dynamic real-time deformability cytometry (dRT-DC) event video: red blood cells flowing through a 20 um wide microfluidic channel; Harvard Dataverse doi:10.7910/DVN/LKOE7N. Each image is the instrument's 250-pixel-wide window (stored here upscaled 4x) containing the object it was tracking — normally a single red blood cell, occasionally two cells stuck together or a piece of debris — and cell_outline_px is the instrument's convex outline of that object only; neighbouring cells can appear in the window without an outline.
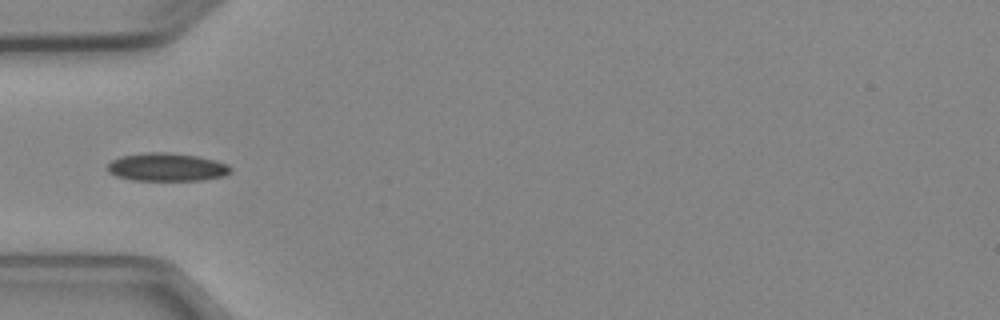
{"species": "Egyptian fruit bat (a non-hibernating species)", "species_latin": "Rousettus aegyptiacus", "temperature_condition": "cold", "stored_images_in_passage": 5, "camera_frame_rate_fps": 3000, "um_per_image_px": 0.085, "animal": {"sex": "female"}, "frame": {"image": 1, "passage_image": 5, "time_ms": 4.667, "image_size_px": [1000, 320], "cell_outline_px": [[232, 172], [224, 176], [204, 180], [132, 180], [116, 176], [108, 172], [108, 164], [112, 160], [120, 156], [148, 152], [168, 152], [196, 156], [228, 164], [232, 168]], "centroid_in_image_um": [14.18, 14.21], "position_along_channel_um": 70.8, "area_um2": 20.17}}